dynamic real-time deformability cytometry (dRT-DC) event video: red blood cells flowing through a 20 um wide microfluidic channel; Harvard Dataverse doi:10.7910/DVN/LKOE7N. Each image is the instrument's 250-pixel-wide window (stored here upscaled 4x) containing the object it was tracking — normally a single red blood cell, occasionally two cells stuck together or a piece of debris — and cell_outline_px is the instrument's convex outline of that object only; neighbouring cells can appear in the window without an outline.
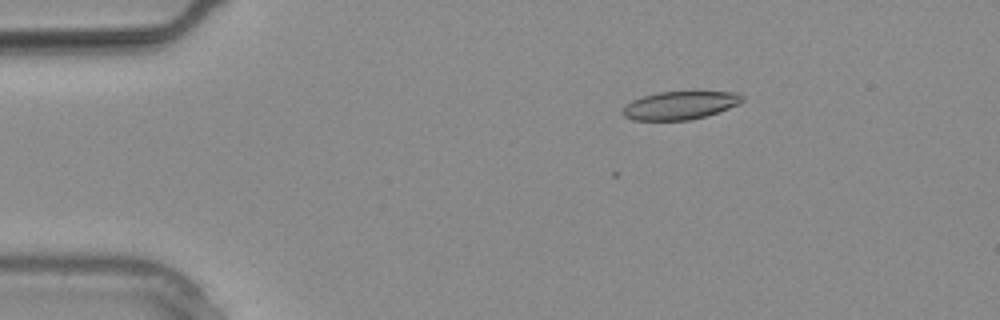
{"species": "common noctule bat (a hibernating species)", "species_latin": "Nyctalus noctula", "temperature_condition": "warm", "stored_images_in_passage": 14, "camera_frame_rate_fps": 3000, "um_per_image_px": 0.085, "animal": {"sex": "male", "body_mass_g": 20.4}, "frame": {"image": 1, "passage_image": 5, "time_ms": 1.333, "image_size_px": [1000, 320], "cell_outline_px": [[744, 100], [728, 108], [704, 116], [688, 120], [632, 120], [624, 116], [620, 112], [624, 104], [632, 100], [656, 92], [736, 92], [744, 96]], "centroid_in_image_um": [57.72, 8.95], "position_along_channel_um": 27.3, "area_um2": 19.48}}
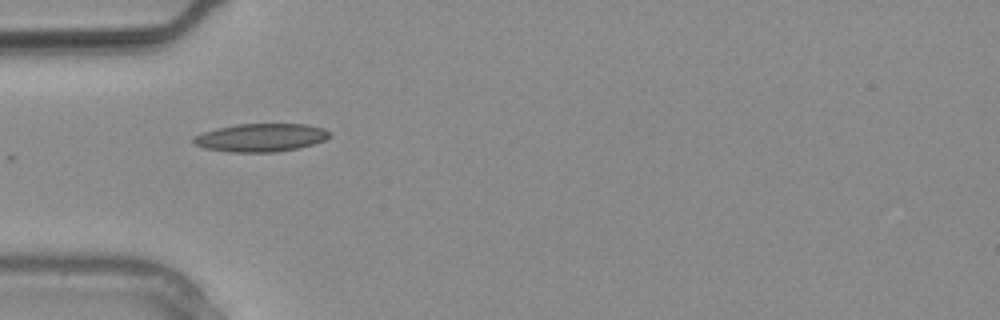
{"frame": {"image": 2, "passage_image": 9, "time_ms": 2.667, "image_size_px": [1000, 320], "cell_outline_px": [[332, 136], [324, 140], [312, 144], [296, 148], [276, 152], [228, 152], [204, 148], [192, 144], [192, 136], [216, 128], [236, 124], [308, 124], [324, 128], [332, 132]], "centroid_in_image_um": [22.15, 11.69], "position_along_channel_um": 62.8, "area_um2": 22.54}}